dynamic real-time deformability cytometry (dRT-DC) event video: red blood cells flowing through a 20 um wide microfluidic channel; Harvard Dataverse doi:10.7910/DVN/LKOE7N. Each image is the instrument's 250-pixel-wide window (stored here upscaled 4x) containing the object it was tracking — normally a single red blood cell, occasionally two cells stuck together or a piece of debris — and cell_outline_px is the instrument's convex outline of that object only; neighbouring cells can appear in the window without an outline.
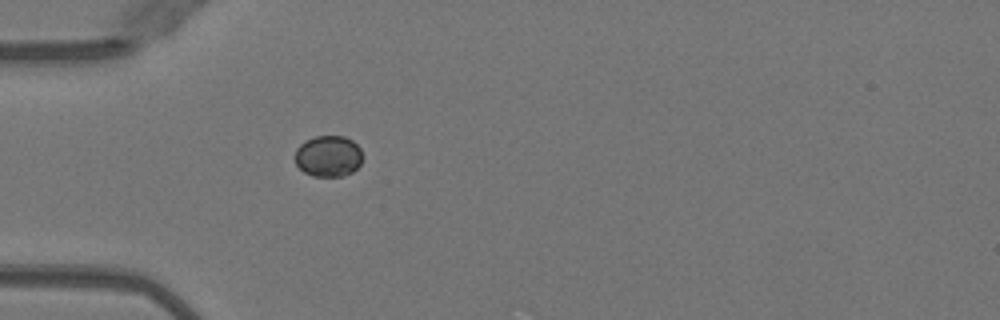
{"species": "Egyptian fruit bat (a non-hibernating species)", "species_latin": "Rousettus aegyptiacus", "temperature_condition": "warm", "stored_images_in_passage": 5, "camera_frame_rate_fps": 3000, "um_per_image_px": 0.085, "animal": {"sex": "female"}, "frame": {"image": 1, "passage_image": 1, "time_ms": 0.0, "image_size_px": [1000, 320], "cell_outline_px": [[360, 164], [352, 172], [344, 176], [312, 176], [304, 172], [296, 164], [296, 148], [300, 144], [316, 136], [344, 136], [352, 140], [360, 148]], "centroid_in_image_um": [27.9, 13.28], "position_along_channel_um": 57.1, "area_um2": 16.01}}
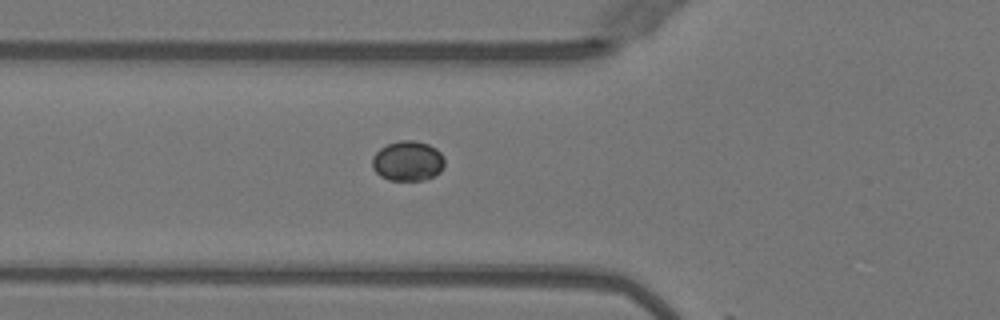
{"frame": {"image": 2, "passage_image": 4, "time_ms": 1.0, "image_size_px": [1000, 320], "cell_outline_px": [[444, 164], [440, 172], [424, 180], [388, 180], [380, 176], [372, 168], [372, 156], [380, 148], [388, 144], [400, 140], [412, 140], [428, 144], [436, 148], [444, 156]], "centroid_in_image_um": [34.65, 13.68], "position_along_channel_um": 91.2, "area_um2": 16.94}}